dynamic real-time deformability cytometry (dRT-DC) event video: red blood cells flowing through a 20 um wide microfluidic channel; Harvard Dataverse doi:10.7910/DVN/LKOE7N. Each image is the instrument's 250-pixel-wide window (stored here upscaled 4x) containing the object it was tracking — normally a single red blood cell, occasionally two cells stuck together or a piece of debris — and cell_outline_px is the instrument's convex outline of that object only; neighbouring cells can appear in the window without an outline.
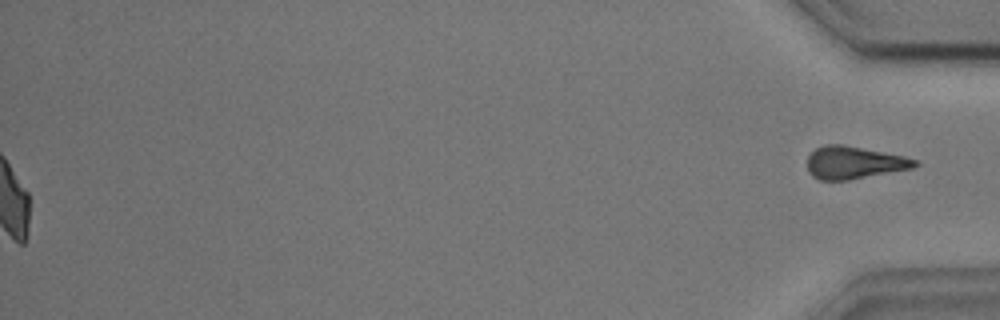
{"species": "common noctule bat (a hibernating species)", "species_latin": "Nyctalus noctula", "temperature_condition": "cold", "stored_images_in_passage": 55, "segment_of_instrument_passage": [2, 2], "camera_frame_rate_fps": 3000, "um_per_image_px": 0.085, "animal": {"sex": "male", "body_mass_g": 17.9, "forearm_length_mm": 54.2}, "frame": {"image": 1, "passage_image": 55, "time_ms": 18.0, "image_size_px": [1000, 320], "cell_outline_px": [[920, 164], [912, 168], [848, 180], [820, 180], [812, 176], [808, 172], [808, 156], [816, 148], [824, 144], [844, 144], [904, 156], [920, 160]], "centroid_in_image_um": [72.6, 13.81], "position_along_channel_um": 362.6, "area_um2": 20.46}}